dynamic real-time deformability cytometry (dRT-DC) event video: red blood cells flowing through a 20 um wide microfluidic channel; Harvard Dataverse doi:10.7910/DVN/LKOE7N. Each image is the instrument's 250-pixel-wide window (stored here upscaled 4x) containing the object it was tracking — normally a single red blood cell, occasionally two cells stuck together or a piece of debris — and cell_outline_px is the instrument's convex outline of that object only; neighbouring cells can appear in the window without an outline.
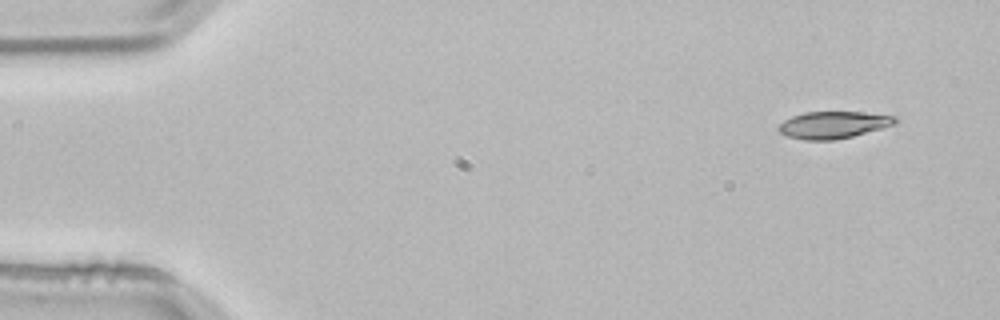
{"species": "common noctule bat (a hibernating species)", "species_latin": "Nyctalus noctula", "temperature_condition": "room temperature", "stored_images_in_passage": 4, "camera_frame_rate_fps": 3000, "um_per_image_px": 0.085, "animal": {"sex": "male", "body_mass_g": 21.5, "forearm_length_mm": 52.0}, "frame": {"image": 1, "passage_image": 1, "time_ms": 0.0, "image_size_px": [1000, 320], "cell_outline_px": [[900, 120], [896, 124], [852, 136], [836, 140], [804, 140], [788, 136], [780, 132], [776, 128], [784, 120], [792, 116], [804, 112], [860, 112], [896, 116]], "centroid_in_image_um": [70.84, 10.61], "position_along_channel_um": 14.2, "area_um2": 18.38}}
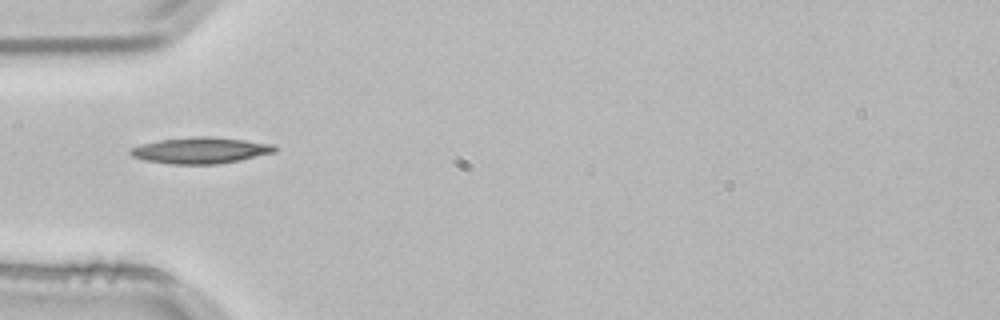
{"frame": {"image": 2, "passage_image": 4, "time_ms": 1.0, "image_size_px": [1000, 320], "cell_outline_px": [[276, 152], [240, 160], [216, 164], [172, 164], [148, 160], [132, 156], [128, 152], [132, 148], [140, 144], [160, 140], [196, 136], [212, 136], [244, 140], [272, 144], [276, 148]], "centroid_in_image_um": [17.06, 12.78], "position_along_channel_um": 67.9, "area_um2": 21.85}}